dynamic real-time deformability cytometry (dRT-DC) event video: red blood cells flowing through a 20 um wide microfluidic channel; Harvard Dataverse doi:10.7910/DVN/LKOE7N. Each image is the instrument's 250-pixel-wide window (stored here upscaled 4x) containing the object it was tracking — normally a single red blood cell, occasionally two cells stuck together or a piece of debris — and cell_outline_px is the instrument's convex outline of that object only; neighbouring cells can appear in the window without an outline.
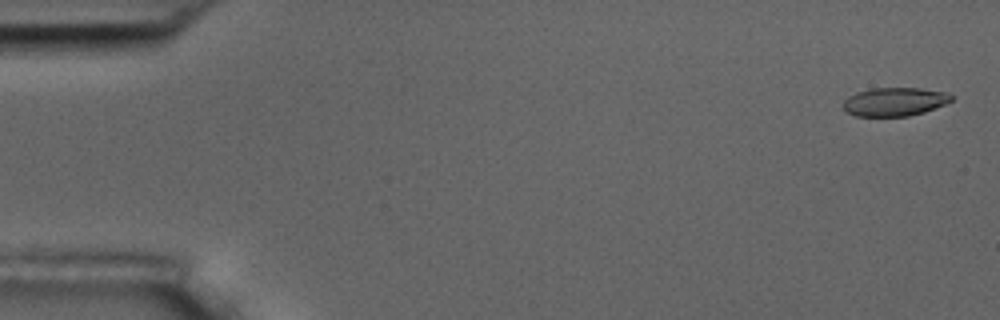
{"species": "common noctule bat (a hibernating species)", "species_latin": "Nyctalus noctula", "temperature_condition": "room temperature", "stored_images_in_passage": 5, "camera_frame_rate_fps": 3000, "um_per_image_px": 0.085, "animal": {"sex": "male", "body_mass_g": 17.5, "forearm_length_mm": 52.3}, "frame": {"image": 1, "passage_image": 1, "time_ms": 0.0, "image_size_px": [1000, 320], "cell_outline_px": [[952, 100], [944, 104], [924, 112], [908, 116], [856, 116], [844, 112], [844, 100], [848, 96], [856, 92], [872, 88], [920, 88], [944, 92], [952, 96]], "centroid_in_image_um": [75.99, 8.65], "position_along_channel_um": 9.0, "area_um2": 17.92}}
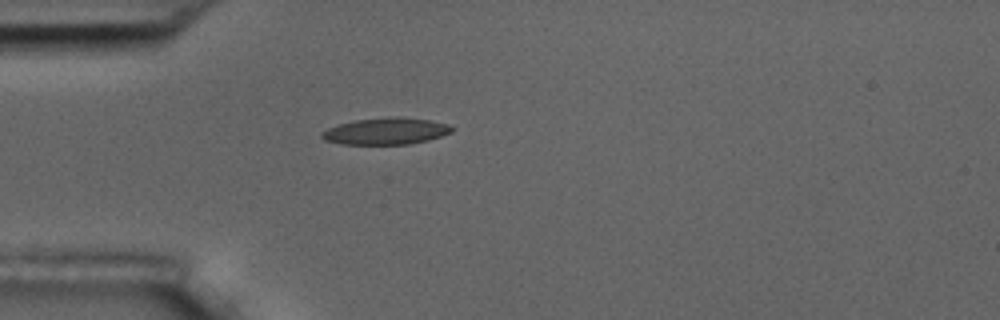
{"frame": {"image": 2, "passage_image": 5, "time_ms": 4.667, "image_size_px": [1000, 320], "cell_outline_px": [[452, 132], [428, 140], [408, 144], [344, 144], [324, 140], [320, 136], [320, 132], [336, 124], [356, 120], [396, 116], [428, 120], [448, 124], [452, 128]], "centroid_in_image_um": [32.76, 11.15], "position_along_channel_um": 52.2, "area_um2": 20.11}}